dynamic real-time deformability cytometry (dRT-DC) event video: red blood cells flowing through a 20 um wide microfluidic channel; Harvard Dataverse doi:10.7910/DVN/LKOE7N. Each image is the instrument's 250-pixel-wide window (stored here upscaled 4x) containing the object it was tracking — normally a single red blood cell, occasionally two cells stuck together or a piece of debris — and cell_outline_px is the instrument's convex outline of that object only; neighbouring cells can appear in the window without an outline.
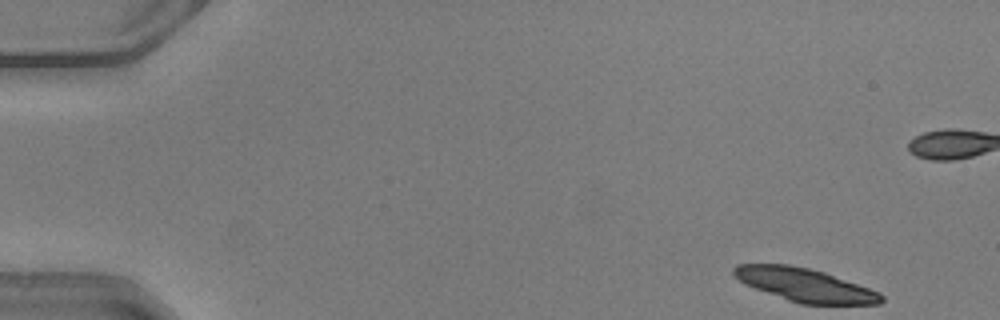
{"species": "common noctule bat (a hibernating species)", "species_latin": "Nyctalus noctula", "temperature_condition": "warm", "stored_images_in_passage": 9, "camera_frame_rate_fps": 3000, "um_per_image_px": 0.085, "animal": {"sex": "male", "body_mass_g": 20.5, "forearm_length_mm": 52.5}, "frame": {"image": 1, "passage_image": 1, "time_ms": 0.0, "image_size_px": [1000, 320], "cell_outline_px": [[884, 300], [880, 304], [800, 304], [788, 300], [744, 284], [732, 276], [732, 268], [736, 264], [788, 264], [808, 268], [824, 272], [880, 292], [884, 296]], "centroid_in_image_um": [68.39, 24.21], "position_along_channel_um": 16.6, "area_um2": 28.61}}